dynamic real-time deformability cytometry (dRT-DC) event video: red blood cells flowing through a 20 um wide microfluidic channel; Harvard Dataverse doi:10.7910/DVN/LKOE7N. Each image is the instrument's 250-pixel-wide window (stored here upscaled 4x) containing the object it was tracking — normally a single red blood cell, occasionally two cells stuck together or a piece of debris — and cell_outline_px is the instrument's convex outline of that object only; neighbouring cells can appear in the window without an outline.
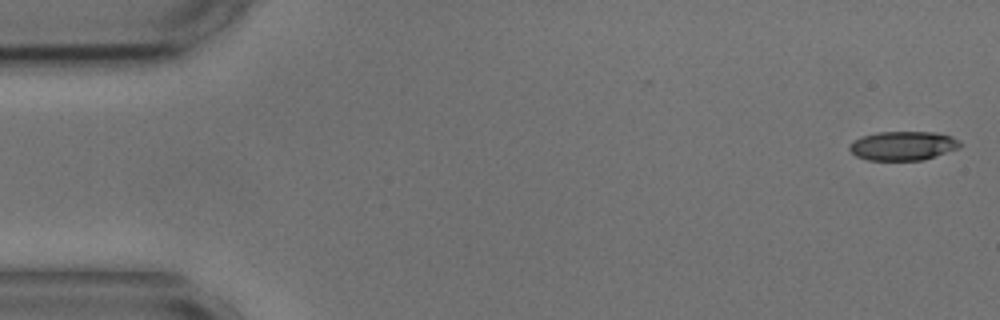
{"species": "common noctule bat (a hibernating species)", "species_latin": "Nyctalus noctula", "temperature_condition": "cold", "stored_images_in_passage": 55, "segment_of_instrument_passage": [1, 2], "camera_frame_rate_fps": 3000, "um_per_image_px": 0.085, "animal": {"sex": "male", "body_mass_g": 17.9, "forearm_length_mm": 54.2}, "frame": {"image": 1, "passage_image": 1, "time_ms": 0.0, "image_size_px": [1000, 320], "cell_outline_px": [[964, 144], [960, 148], [924, 160], [868, 160], [856, 156], [848, 148], [848, 144], [852, 140], [860, 136], [876, 132], [932, 132], [952, 136], [960, 140]], "centroid_in_image_um": [76.76, 12.38], "position_along_channel_um": 8.2, "area_um2": 19.07}}
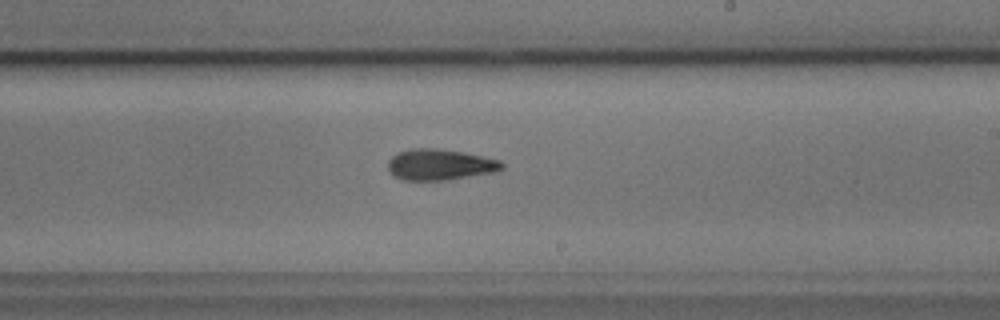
{"frame": {"image": 2, "passage_image": 31, "time_ms": 10.0, "image_size_px": [1000, 320], "cell_outline_px": [[504, 168], [496, 172], [448, 180], [404, 180], [396, 176], [388, 168], [388, 160], [392, 156], [408, 148], [436, 148], [464, 152], [500, 160], [504, 164]], "centroid_in_image_um": [37.43, 13.99], "position_along_channel_um": 251.6, "area_um2": 20.63}}
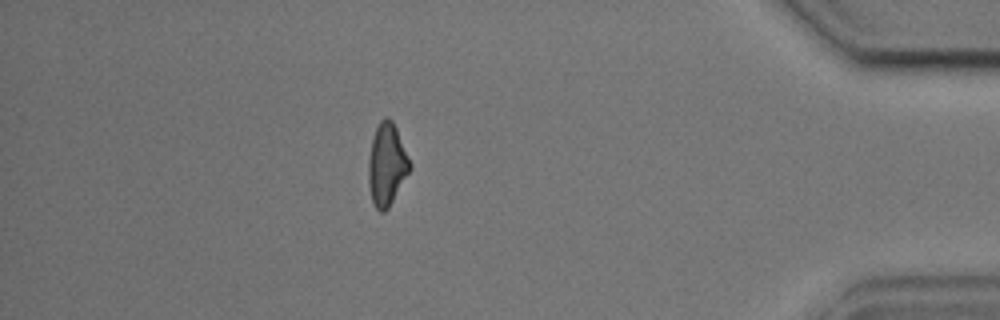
{"frame": {"image": 3, "passage_image": 47, "time_ms": 15.333, "image_size_px": [1000, 320], "cell_outline_px": [[412, 168], [388, 208], [384, 212], [380, 212], [372, 204], [368, 184], [368, 160], [372, 140], [376, 128], [380, 120], [384, 116], [388, 116], [392, 120], [396, 128], [412, 164]], "centroid_in_image_um": [32.88, 13.99], "position_along_channel_um": 402.3, "area_um2": 20.0}}